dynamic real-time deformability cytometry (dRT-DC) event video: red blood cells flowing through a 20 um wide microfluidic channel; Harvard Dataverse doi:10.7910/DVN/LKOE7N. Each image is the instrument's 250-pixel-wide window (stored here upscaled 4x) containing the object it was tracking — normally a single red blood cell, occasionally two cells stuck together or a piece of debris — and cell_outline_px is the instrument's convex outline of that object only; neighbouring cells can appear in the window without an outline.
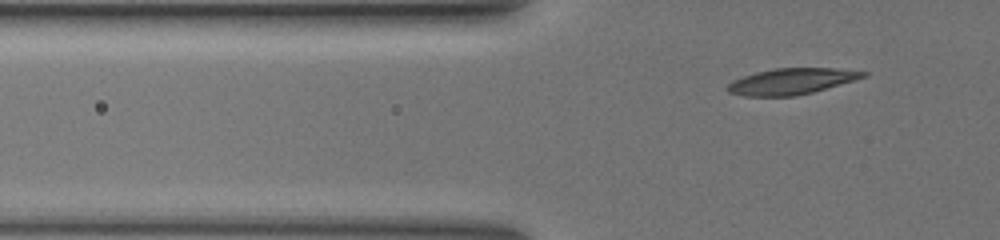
{"species": "common noctule bat (a hibernating species)", "species_latin": "Nyctalus noctula", "temperature_condition": "warm", "stored_images_in_passage": 48, "camera_frame_rate_fps": 3000, "um_per_image_px": 0.085, "animal": {"sex": "female", "body_mass_g": 19.5, "forearm_length_mm": 54.1}, "frame": {"image": 1, "passage_image": 12, "time_ms": 3.667, "image_size_px": [1000, 240], "cell_outline_px": [[868, 76], [812, 92], [792, 96], [744, 96], [728, 92], [724, 88], [732, 80], [756, 72], [776, 68], [836, 68], [868, 72]], "centroid_in_image_um": [67.24, 6.91], "position_along_channel_um": 58.6, "area_um2": 20.52}}
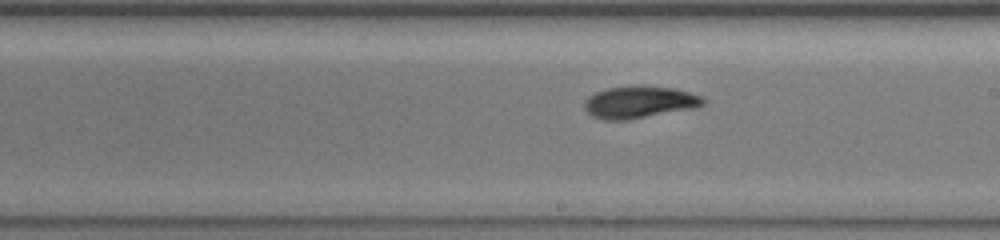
{"frame": {"image": 2, "passage_image": 27, "time_ms": 8.667, "image_size_px": [1000, 240], "cell_outline_px": [[704, 104], [692, 108], [628, 120], [604, 120], [588, 112], [584, 108], [584, 104], [588, 96], [596, 92], [608, 88], [632, 84], [640, 84], [672, 88], [688, 92], [700, 96], [704, 100]], "centroid_in_image_um": [54.31, 8.66], "position_along_channel_um": 234.7, "area_um2": 22.14}}
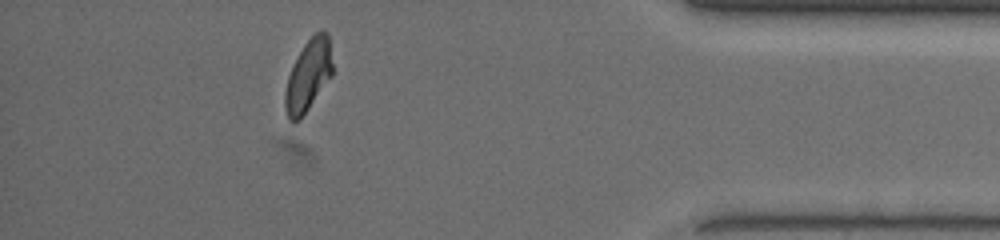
{"frame": {"image": 3, "passage_image": 43, "time_ms": 14.0, "image_size_px": [1000, 240], "cell_outline_px": [[332, 76], [300, 120], [292, 124], [288, 120], [284, 104], [284, 92], [288, 76], [304, 44], [320, 28], [328, 32], [332, 64]], "centroid_in_image_um": [26.2, 6.45], "position_along_channel_um": 409.0, "area_um2": 19.83}, "authors_computed_cell_mechanics": {"area_um2": 21.0681, "velocity_mm_per_s": 3.8941, "shape_relaxation_time_tau1_ms": 2.5593, "shape_relaxation_time_tau2_ms": 3.0213, "deformation_change_tau1": 0.1539, "deformation_change_tau2": 0.0798}}